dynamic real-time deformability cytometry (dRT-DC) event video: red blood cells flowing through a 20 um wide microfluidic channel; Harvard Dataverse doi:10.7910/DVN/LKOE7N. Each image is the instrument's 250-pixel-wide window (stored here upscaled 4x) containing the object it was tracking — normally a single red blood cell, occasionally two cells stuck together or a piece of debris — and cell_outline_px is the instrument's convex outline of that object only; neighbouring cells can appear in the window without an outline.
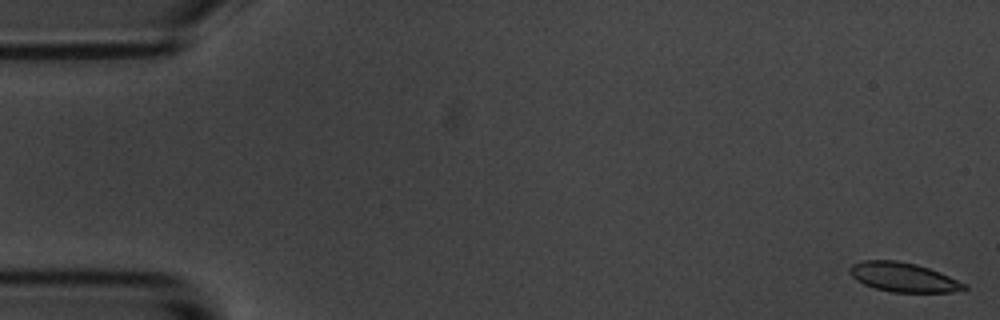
{"species": "common noctule bat (a hibernating species)", "species_latin": "Nyctalus noctula", "temperature_condition": "room temperature", "stored_images_in_passage": 7, "camera_frame_rate_fps": 3000, "um_per_image_px": 0.085, "animal": {"sex": "male", "body_mass_g": 20.1, "forearm_length_mm": 53.5}, "frame": {"image": 1, "passage_image": 1, "time_ms": 0.0, "image_size_px": [1000, 320], "cell_outline_px": [[968, 288], [952, 292], [892, 292], [876, 288], [864, 284], [856, 280], [848, 272], [848, 268], [852, 264], [864, 260], [896, 260], [916, 264], [940, 272], [968, 284]], "centroid_in_image_um": [76.78, 23.56], "position_along_channel_um": 8.2, "area_um2": 19.59}}
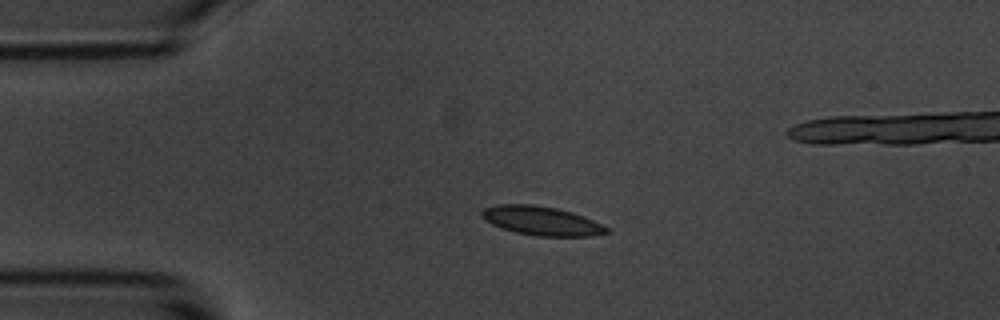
{"frame": {"image": 2, "passage_image": 4, "time_ms": 4.0, "image_size_px": [1000, 320], "cell_outline_px": [[612, 232], [592, 236], [536, 236], [516, 232], [492, 224], [484, 220], [480, 216], [480, 212], [484, 208], [500, 204], [532, 204], [556, 208], [572, 212], [584, 216], [608, 228]], "centroid_in_image_um": [46.03, 18.77], "position_along_channel_um": 39.0, "area_um2": 21.04}}
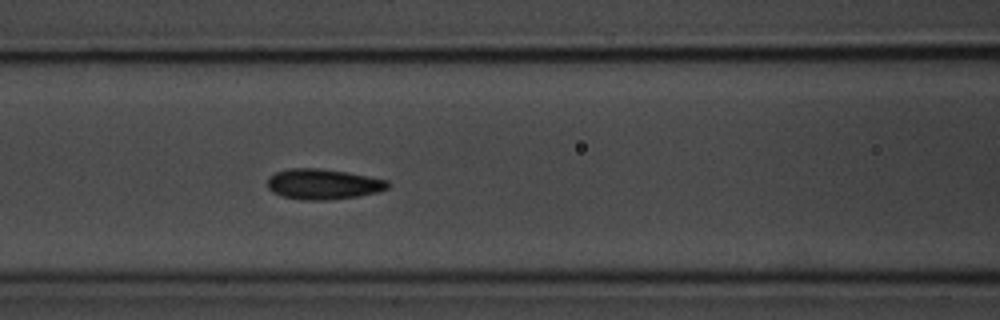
{"frame": {"image": 3, "passage_image": 7, "time_ms": 7.667, "image_size_px": [1000, 320], "cell_outline_px": [[388, 188], [376, 192], [360, 196], [324, 200], [304, 200], [284, 196], [272, 192], [268, 188], [268, 176], [276, 172], [288, 168], [320, 168], [348, 172], [388, 180]], "centroid_in_image_um": [27.45, 15.64], "position_along_channel_um": 139.2, "area_um2": 21.33}}